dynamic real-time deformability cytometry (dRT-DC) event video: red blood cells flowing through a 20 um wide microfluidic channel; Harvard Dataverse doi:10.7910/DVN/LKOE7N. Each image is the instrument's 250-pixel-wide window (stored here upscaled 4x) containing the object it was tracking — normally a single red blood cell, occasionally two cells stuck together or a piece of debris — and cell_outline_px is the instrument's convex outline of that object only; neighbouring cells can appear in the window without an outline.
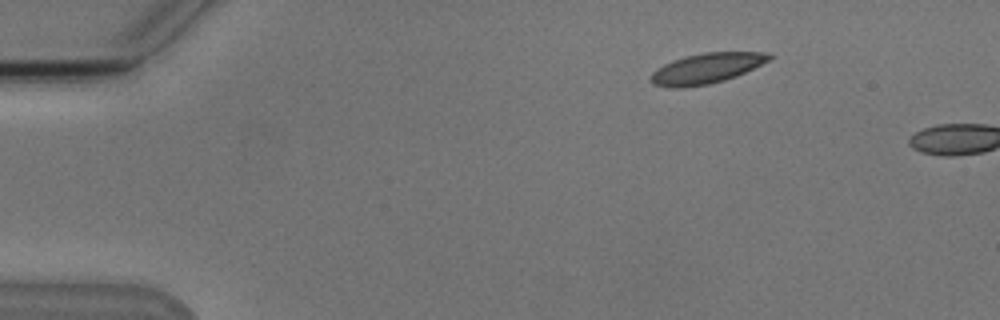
{"species": "Egyptian fruit bat (a non-hibernating species)", "species_latin": "Rousettus aegyptiacus", "temperature_condition": "cold", "stored_images_in_passage": 2, "camera_frame_rate_fps": 3000, "um_per_image_px": 0.085, "animal": {"sex": "male"}, "frame": {"image": 1, "passage_image": 1, "time_ms": 0.0, "image_size_px": [1000, 320], "cell_outline_px": [[772, 56], [768, 60], [736, 76], [724, 80], [708, 84], [680, 88], [672, 88], [652, 84], [648, 80], [652, 72], [656, 68], [672, 60], [684, 56], [704, 52], [768, 52]], "centroid_in_image_um": [59.97, 5.81], "position_along_channel_um": 25.0, "area_um2": 20.87}}